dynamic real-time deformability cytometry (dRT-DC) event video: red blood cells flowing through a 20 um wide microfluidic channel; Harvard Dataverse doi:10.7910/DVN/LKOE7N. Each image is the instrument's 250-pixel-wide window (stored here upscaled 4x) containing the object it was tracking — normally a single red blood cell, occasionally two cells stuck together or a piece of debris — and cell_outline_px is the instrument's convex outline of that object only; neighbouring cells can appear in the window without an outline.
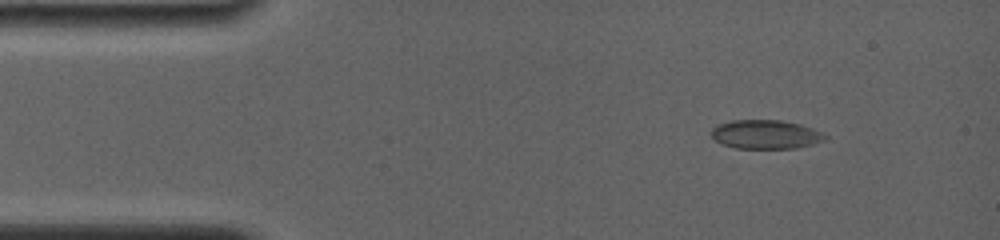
{"species": "common noctule bat (a hibernating species)", "species_latin": "Nyctalus noctula", "temperature_condition": "room temperature", "stored_images_in_passage": 7, "camera_frame_rate_fps": 4000, "um_per_image_px": 0.085, "animal": {"sex": "female", "body_mass_g": 19.0, "forearm_length_mm": 56.7}, "frame": {"image": 1, "passage_image": 3, "time_ms": 1.25, "image_size_px": [1000, 240], "cell_outline_px": [[828, 136], [824, 140], [812, 144], [796, 148], [736, 148], [720, 144], [712, 136], [712, 128], [720, 124], [732, 120], [780, 120], [800, 124], [824, 132]], "centroid_in_image_um": [65.1, 11.42], "position_along_channel_um": 19.9, "area_um2": 19.13}}
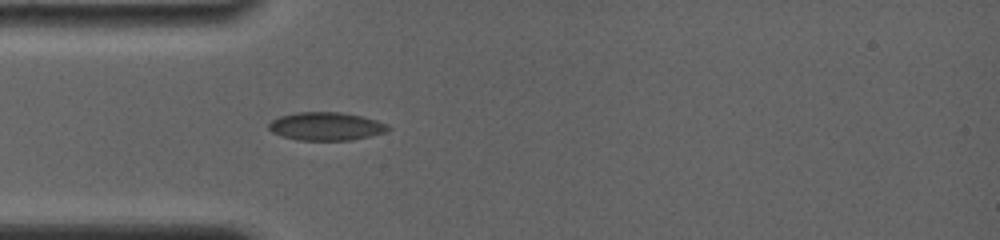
{"frame": {"image": 2, "passage_image": 7, "time_ms": 4.0, "image_size_px": [1000, 240], "cell_outline_px": [[392, 128], [384, 132], [352, 140], [300, 140], [280, 136], [272, 132], [268, 128], [268, 124], [272, 120], [280, 116], [296, 112], [340, 112], [360, 116], [376, 120], [388, 124]], "centroid_in_image_um": [27.69, 10.73], "position_along_channel_um": 57.3, "area_um2": 19.54}}